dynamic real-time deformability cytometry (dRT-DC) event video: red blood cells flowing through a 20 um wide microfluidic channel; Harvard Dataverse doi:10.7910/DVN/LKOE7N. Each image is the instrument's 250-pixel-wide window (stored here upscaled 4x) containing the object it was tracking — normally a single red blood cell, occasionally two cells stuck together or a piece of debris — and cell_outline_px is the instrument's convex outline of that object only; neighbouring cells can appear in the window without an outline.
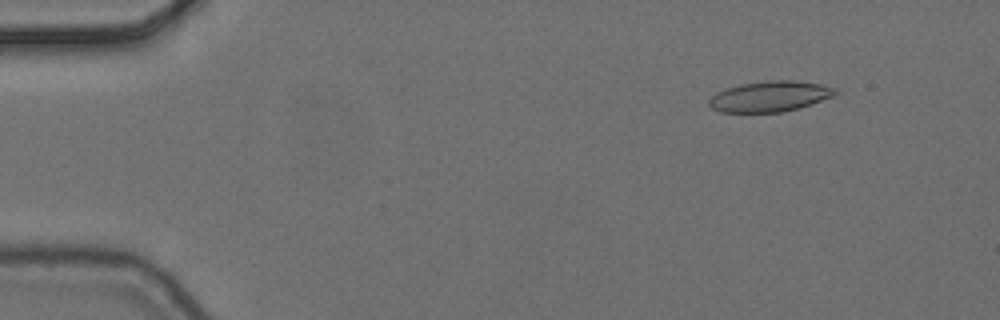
{"species": "common noctule bat (a hibernating species)", "species_latin": "Nyctalus noctula", "temperature_condition": "cold", "stored_images_in_passage": 4, "camera_frame_rate_fps": 3000, "um_per_image_px": 0.085, "animal": {"sex": "female", "body_mass_g": 24.6, "forearm_length_mm": 56.2}, "frame": {"image": 1, "passage_image": 2, "time_ms": 0.333, "image_size_px": [1000, 320], "cell_outline_px": [[840, 92], [832, 96], [796, 108], [780, 112], [720, 112], [712, 108], [708, 104], [708, 100], [716, 92], [740, 84], [764, 80], [792, 80], [820, 84], [836, 88]], "centroid_in_image_um": [65.4, 8.18], "position_along_channel_um": 19.6, "area_um2": 22.31}}